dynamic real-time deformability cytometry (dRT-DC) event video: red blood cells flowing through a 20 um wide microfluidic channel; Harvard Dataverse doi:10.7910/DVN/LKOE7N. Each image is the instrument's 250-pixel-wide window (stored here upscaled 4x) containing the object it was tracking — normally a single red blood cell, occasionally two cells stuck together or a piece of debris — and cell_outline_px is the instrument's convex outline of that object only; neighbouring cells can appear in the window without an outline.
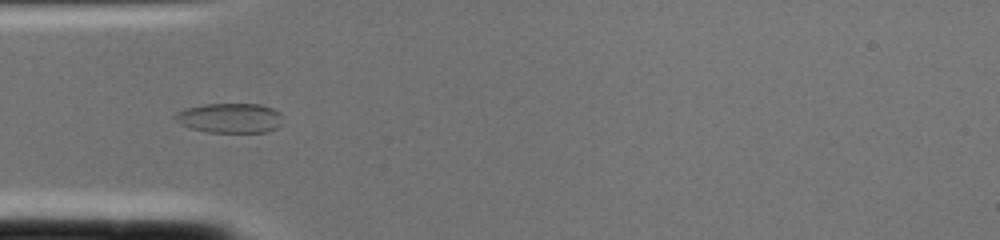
{"species": "common noctule bat (a hibernating species)", "species_latin": "Nyctalus noctula", "temperature_condition": "cold", "stored_images_in_passage": 1, "camera_frame_rate_fps": 3000, "um_per_image_px": 0.085, "animal": {"sex": "female", "body_mass_g": 22.0, "forearm_length_mm": 56.7}, "frame": {"image": 1, "passage_image": 1, "time_ms": 0.0, "image_size_px": [1000, 240], "cell_outline_px": [[280, 112], [276, 128], [268, 132], [208, 132], [192, 128], [180, 124], [172, 116], [176, 112], [184, 108], [204, 104], [260, 104], [272, 108]], "centroid_in_image_um": [19.47, 10.02], "position_along_channel_um": 65.5, "area_um2": 18.5}}